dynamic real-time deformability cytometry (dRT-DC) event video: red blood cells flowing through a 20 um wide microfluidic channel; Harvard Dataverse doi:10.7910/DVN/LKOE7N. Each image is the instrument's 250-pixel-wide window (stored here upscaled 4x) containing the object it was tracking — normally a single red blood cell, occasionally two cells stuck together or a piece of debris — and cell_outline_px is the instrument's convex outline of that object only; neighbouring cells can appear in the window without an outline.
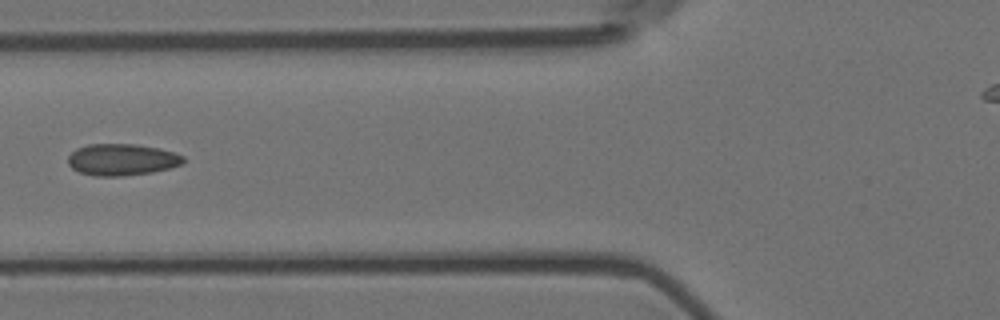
{"species": "Egyptian fruit bat (a non-hibernating species)", "species_latin": "Rousettus aegyptiacus", "temperature_condition": "room temperature", "stored_images_in_passage": 8, "camera_frame_rate_fps": 3000, "um_per_image_px": 0.085, "animal": {"sex": "female"}, "frame": {"image": 1, "passage_image": 5, "time_ms": 1.333, "image_size_px": [1000, 320], "cell_outline_px": [[184, 160], [180, 164], [168, 168], [152, 172], [124, 176], [92, 176], [80, 172], [72, 168], [68, 164], [68, 156], [76, 148], [88, 144], [132, 144], [160, 148], [184, 156]], "centroid_in_image_um": [10.32, 13.57], "position_along_channel_um": 115.5, "area_um2": 21.21}}
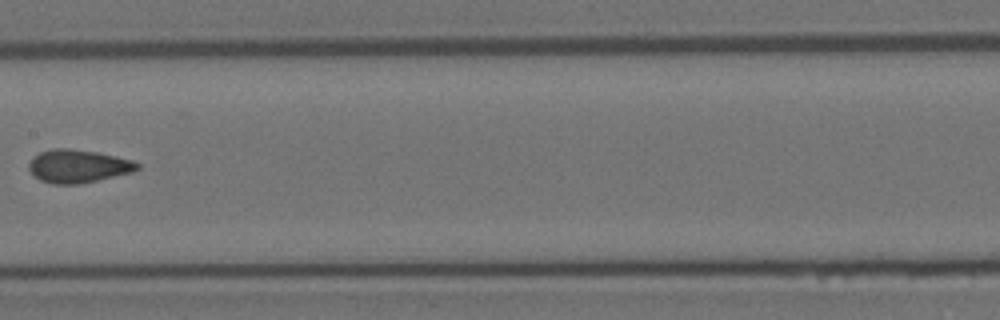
{"frame": {"image": 2, "passage_image": 7, "time_ms": 2.0, "image_size_px": [1000, 320], "cell_outline_px": [[140, 168], [132, 172], [80, 184], [52, 184], [40, 180], [28, 168], [28, 164], [40, 152], [52, 148], [68, 148], [96, 152], [116, 156], [132, 160], [140, 164]], "centroid_in_image_um": [6.65, 14.12], "position_along_channel_um": 200.7, "area_um2": 20.75}}
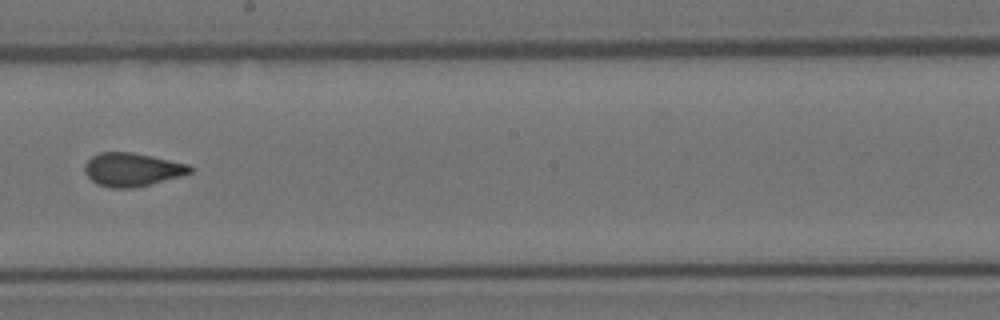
{"frame": {"image": 3, "passage_image": 8, "time_ms": 2.333, "image_size_px": [1000, 320], "cell_outline_px": [[196, 168], [192, 172], [180, 176], [132, 188], [112, 188], [96, 184], [84, 172], [84, 164], [92, 156], [100, 152], [132, 152], [152, 156], [188, 164]], "centroid_in_image_um": [11.22, 14.4], "position_along_channel_um": 237.0, "area_um2": 20.46}}